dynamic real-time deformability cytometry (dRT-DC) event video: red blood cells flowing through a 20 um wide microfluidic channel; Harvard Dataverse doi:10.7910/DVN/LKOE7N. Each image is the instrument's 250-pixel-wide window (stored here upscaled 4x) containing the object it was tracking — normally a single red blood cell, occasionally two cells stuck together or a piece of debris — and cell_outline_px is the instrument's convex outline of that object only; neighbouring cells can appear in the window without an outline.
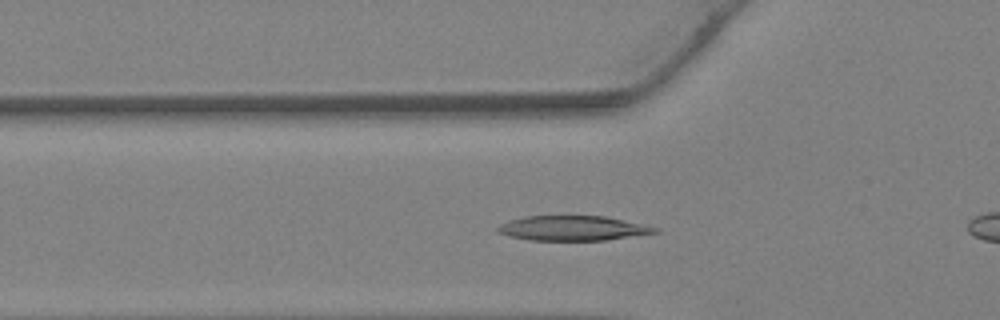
{"species": "Egyptian fruit bat (a non-hibernating species)", "species_latin": "Rousettus aegyptiacus", "temperature_condition": "warm", "stored_images_in_passage": 33, "camera_frame_rate_fps": 3000, "um_per_image_px": 0.085, "animal": {"sex": "female"}, "frame": {"image": 1, "passage_image": 13, "time_ms": 4.0, "image_size_px": [1000, 320], "cell_outline_px": [[660, 232], [604, 240], [528, 240], [508, 236], [500, 232], [496, 228], [500, 224], [508, 220], [524, 216], [604, 216], [640, 224], [656, 228]], "centroid_in_image_um": [48.61, 19.4], "position_along_channel_um": 77.2, "area_um2": 22.43}}
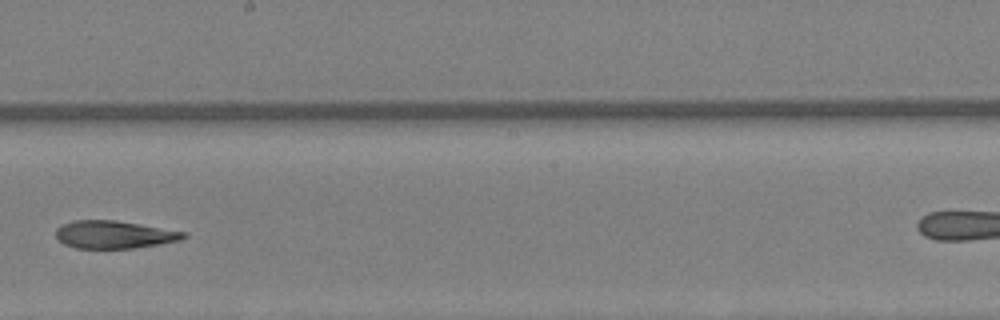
{"frame": {"image": 2, "passage_image": 22, "time_ms": 7.0, "image_size_px": [1000, 320], "cell_outline_px": [[188, 236], [180, 240], [132, 248], [76, 248], [64, 244], [56, 236], [56, 228], [72, 220], [116, 220], [188, 232]], "centroid_in_image_um": [9.71, 19.93], "position_along_channel_um": 238.5, "area_um2": 20.52}}
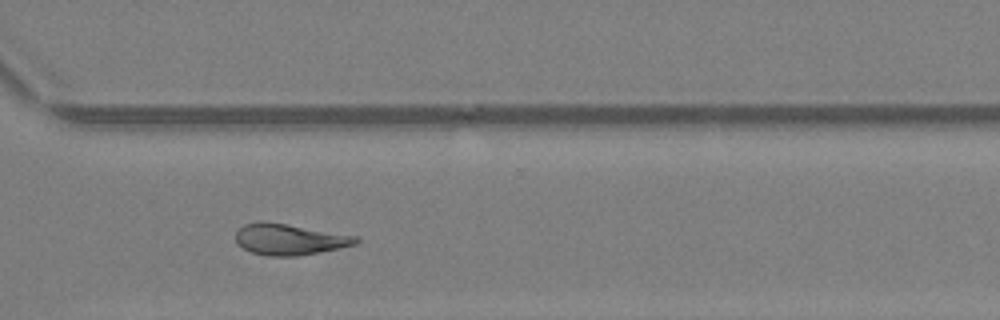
{"frame": {"image": 3, "passage_image": 28, "time_ms": 9.0, "image_size_px": [1000, 320], "cell_outline_px": [[360, 240], [356, 244], [340, 248], [296, 256], [268, 256], [252, 252], [244, 248], [236, 240], [236, 232], [244, 224], [260, 220], [288, 224], [356, 236]], "centroid_in_image_um": [24.6, 20.33], "position_along_channel_um": 346.0, "area_um2": 21.62}}